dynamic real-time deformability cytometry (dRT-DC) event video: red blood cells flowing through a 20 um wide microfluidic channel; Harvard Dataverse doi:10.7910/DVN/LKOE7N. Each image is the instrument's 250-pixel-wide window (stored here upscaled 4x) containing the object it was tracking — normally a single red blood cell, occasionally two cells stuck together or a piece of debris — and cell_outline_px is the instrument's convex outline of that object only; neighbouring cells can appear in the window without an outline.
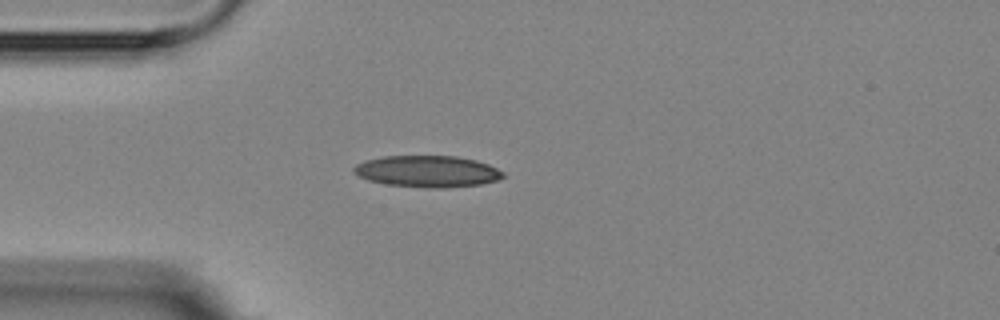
{"species": "Egyptian fruit bat (a non-hibernating species)", "species_latin": "Rousettus aegyptiacus", "temperature_condition": "room temperature", "stored_images_in_passage": 5, "camera_frame_rate_fps": 3000, "um_per_image_px": 0.085, "animal": {"sex": "female"}, "frame": {"image": 1, "passage_image": 5, "time_ms": 4.333, "image_size_px": [1000, 320], "cell_outline_px": [[504, 176], [496, 180], [480, 184], [444, 188], [424, 188], [384, 184], [368, 180], [352, 172], [352, 168], [356, 164], [364, 160], [384, 156], [456, 156], [476, 160], [488, 164], [504, 172]], "centroid_in_image_um": [36.29, 14.57], "position_along_channel_um": 48.7, "area_um2": 27.57}}